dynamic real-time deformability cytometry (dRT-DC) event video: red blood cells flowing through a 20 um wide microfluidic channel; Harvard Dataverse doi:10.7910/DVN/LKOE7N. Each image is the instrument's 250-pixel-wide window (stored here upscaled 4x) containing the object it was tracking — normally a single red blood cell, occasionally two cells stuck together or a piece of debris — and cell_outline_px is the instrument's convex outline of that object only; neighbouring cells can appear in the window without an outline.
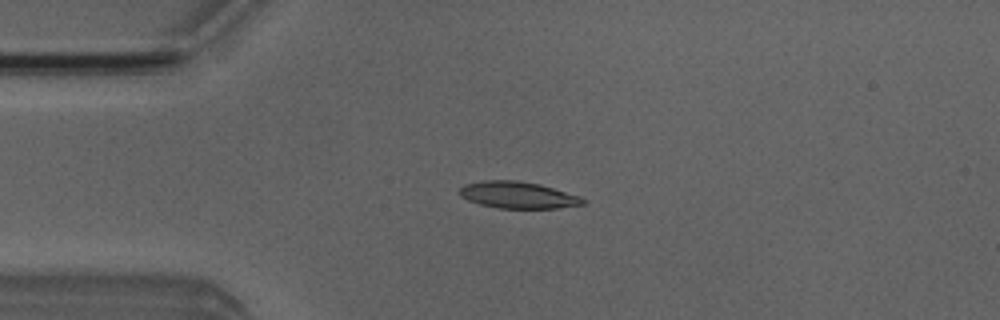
{"species": "Egyptian fruit bat (a non-hibernating species)", "species_latin": "Rousettus aegyptiacus", "temperature_condition": "room temperature", "stored_images_in_passage": 6, "camera_frame_rate_fps": 3000, "um_per_image_px": 0.085, "animal": {"sex": "male"}, "frame": {"image": 1, "passage_image": 4, "time_ms": 3.333, "image_size_px": [1000, 320], "cell_outline_px": [[588, 200], [584, 204], [556, 208], [496, 208], [480, 204], [468, 200], [460, 196], [456, 192], [464, 184], [484, 180], [516, 180], [540, 184], [580, 196]], "centroid_in_image_um": [44.0, 16.57], "position_along_channel_um": 41.0, "area_um2": 19.36}}
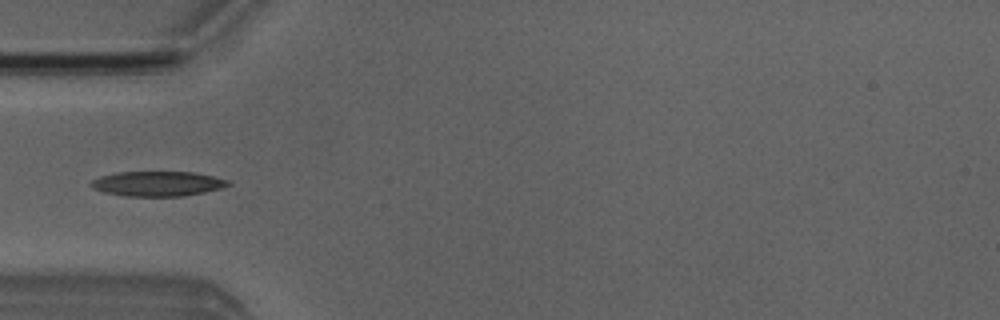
{"frame": {"image": 2, "passage_image": 5, "time_ms": 4.667, "image_size_px": [1000, 320], "cell_outline_px": [[232, 184], [220, 188], [204, 192], [184, 196], [124, 196], [104, 192], [92, 188], [92, 180], [100, 176], [116, 172], [196, 172], [228, 180]], "centroid_in_image_um": [13.39, 15.61], "position_along_channel_um": 71.6, "area_um2": 19.83}}